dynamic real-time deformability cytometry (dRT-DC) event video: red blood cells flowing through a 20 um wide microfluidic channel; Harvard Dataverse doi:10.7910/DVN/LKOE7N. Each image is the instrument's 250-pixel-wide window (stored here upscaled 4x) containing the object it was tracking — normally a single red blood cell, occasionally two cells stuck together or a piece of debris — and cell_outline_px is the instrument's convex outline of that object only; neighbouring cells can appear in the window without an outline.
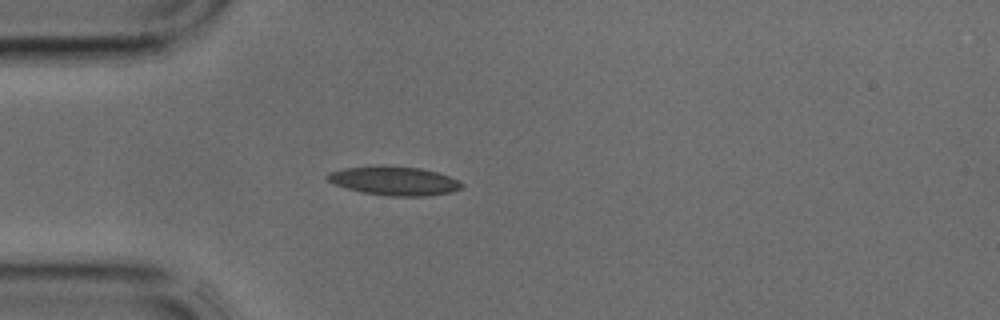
{"species": "common noctule bat (a hibernating species)", "species_latin": "Nyctalus noctula", "temperature_condition": "cold", "stored_images_in_passage": 2, "camera_frame_rate_fps": 3000, "um_per_image_px": 0.085, "animal": {"sex": "male", "body_mass_g": 17.9, "forearm_length_mm": 54.2}, "frame": {"image": 1, "passage_image": 2, "time_ms": 0.333, "image_size_px": [1000, 320], "cell_outline_px": [[464, 188], [452, 192], [428, 196], [388, 196], [364, 192], [348, 188], [336, 184], [328, 180], [324, 176], [328, 172], [344, 168], [420, 168], [436, 172], [460, 180], [464, 184]], "centroid_in_image_um": [33.6, 15.42], "position_along_channel_um": 51.4, "area_um2": 21.79}}